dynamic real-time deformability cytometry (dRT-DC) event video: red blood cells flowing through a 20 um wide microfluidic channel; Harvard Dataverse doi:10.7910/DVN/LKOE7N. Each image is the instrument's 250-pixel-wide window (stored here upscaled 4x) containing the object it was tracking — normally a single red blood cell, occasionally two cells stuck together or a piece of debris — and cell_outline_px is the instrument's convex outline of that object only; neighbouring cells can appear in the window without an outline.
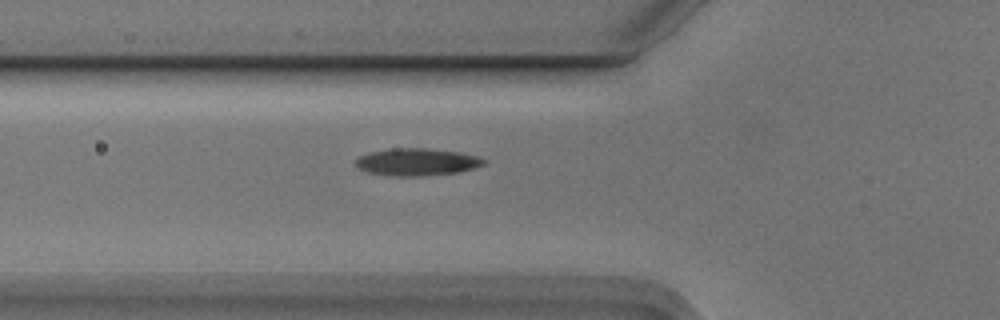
{"species": "Egyptian fruit bat (a non-hibernating species)", "species_latin": "Rousettus aegyptiacus", "temperature_condition": "cold", "stored_images_in_passage": 5, "camera_frame_rate_fps": 3000, "um_per_image_px": 0.085, "animal": {"sex": "male"}, "frame": {"image": 1, "passage_image": 5, "time_ms": 1.333, "image_size_px": [1000, 320], "cell_outline_px": [[484, 164], [472, 168], [456, 172], [420, 176], [396, 176], [368, 172], [356, 168], [356, 160], [360, 156], [368, 152], [392, 148], [428, 148], [460, 152], [476, 156], [484, 160]], "centroid_in_image_um": [35.38, 13.76], "position_along_channel_um": 90.4, "area_um2": 20.17}}